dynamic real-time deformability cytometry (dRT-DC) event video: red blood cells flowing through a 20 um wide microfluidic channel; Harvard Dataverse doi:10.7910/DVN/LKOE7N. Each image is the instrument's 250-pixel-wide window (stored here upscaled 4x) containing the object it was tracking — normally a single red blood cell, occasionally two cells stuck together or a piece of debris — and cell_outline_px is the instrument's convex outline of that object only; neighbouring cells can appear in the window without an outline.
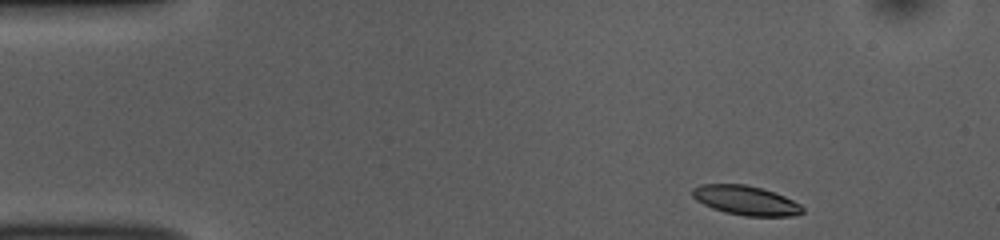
{"species": "common noctule bat (a hibernating species)", "species_latin": "Nyctalus noctula", "temperature_condition": "room temperature", "stored_images_in_passage": 47, "camera_frame_rate_fps": 3000, "um_per_image_px": 0.085, "animal": {"sex": "female", "body_mass_g": 10.0, "forearm_length_mm": 53.1}, "frame": {"image": 1, "passage_image": 1, "time_ms": 0.0, "image_size_px": [1000, 240], "cell_outline_px": [[804, 212], [792, 216], [744, 216], [724, 212], [712, 208], [696, 200], [692, 196], [692, 188], [700, 184], [744, 184], [760, 188], [784, 196], [800, 204], [804, 208]], "centroid_in_image_um": [63.37, 17.04], "position_along_channel_um": 21.6, "area_um2": 18.79}}
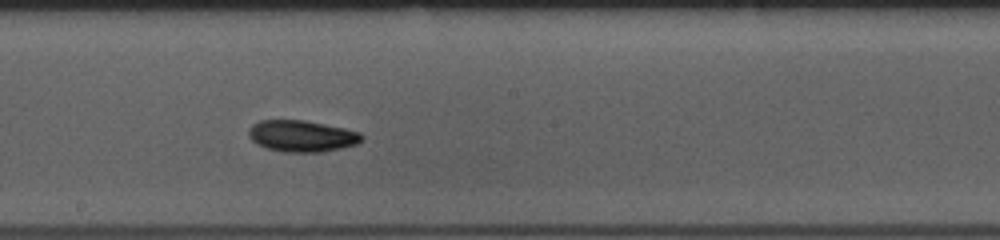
{"frame": {"image": 2, "passage_image": 23, "time_ms": 7.333, "image_size_px": [1000, 240], "cell_outline_px": [[364, 136], [356, 144], [324, 152], [284, 152], [268, 148], [256, 144], [248, 136], [248, 132], [252, 124], [260, 120], [304, 120], [344, 128], [360, 132]], "centroid_in_image_um": [25.63, 11.56], "position_along_channel_um": 222.6, "area_um2": 20.69}}
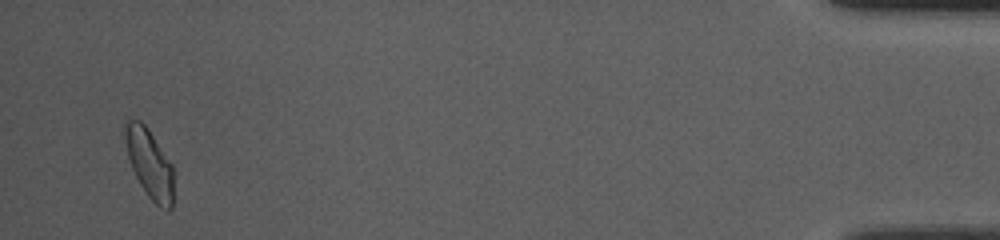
{"frame": {"image": 3, "passage_image": 45, "time_ms": 14.667, "image_size_px": [1000, 240], "cell_outline_px": [[172, 208], [168, 212], [160, 208], [148, 196], [140, 184], [132, 168], [128, 156], [124, 136], [124, 120], [140, 120], [148, 128], [172, 164]], "centroid_in_image_um": [12.7, 13.89], "position_along_channel_um": 422.5, "area_um2": 19.42}, "authors_computed_cell_mechanics": {"area_um2": 19.5942, "velocity_mm_per_s": 3.8123, "shape_relaxation_time_tau1_ms": 4.3981, "shape_relaxation_time_tau2_ms": null, "deformation_change_tau1": 0.1183, "deformation_change_tau2": null}}